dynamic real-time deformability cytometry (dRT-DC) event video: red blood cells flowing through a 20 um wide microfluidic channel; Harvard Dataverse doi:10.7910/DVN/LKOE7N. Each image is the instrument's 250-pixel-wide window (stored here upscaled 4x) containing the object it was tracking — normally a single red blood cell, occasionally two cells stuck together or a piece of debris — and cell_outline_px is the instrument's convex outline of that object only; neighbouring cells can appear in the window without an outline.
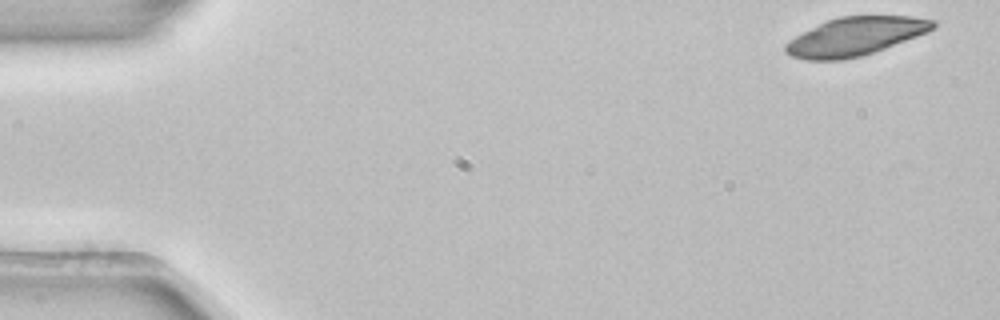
{"species": "common noctule bat (a hibernating species)", "species_latin": "Nyctalus noctula", "temperature_condition": "room temperature", "stored_images_in_passage": 4, "camera_frame_rate_fps": 3000, "um_per_image_px": 0.085, "animal": {"sex": "female", "body_mass_g": 22.7, "forearm_length_mm": 54.2}, "frame": {"image": 1, "passage_image": 1, "time_ms": 0.0, "image_size_px": [1000, 320], "cell_outline_px": [[936, 24], [928, 32], [884, 48], [860, 56], [844, 60], [804, 60], [792, 56], [784, 52], [784, 44], [788, 40], [828, 20], [840, 16], [912, 16], [936, 20]], "centroid_in_image_um": [72.68, 3.1], "position_along_channel_um": 12.3, "area_um2": 32.66}}